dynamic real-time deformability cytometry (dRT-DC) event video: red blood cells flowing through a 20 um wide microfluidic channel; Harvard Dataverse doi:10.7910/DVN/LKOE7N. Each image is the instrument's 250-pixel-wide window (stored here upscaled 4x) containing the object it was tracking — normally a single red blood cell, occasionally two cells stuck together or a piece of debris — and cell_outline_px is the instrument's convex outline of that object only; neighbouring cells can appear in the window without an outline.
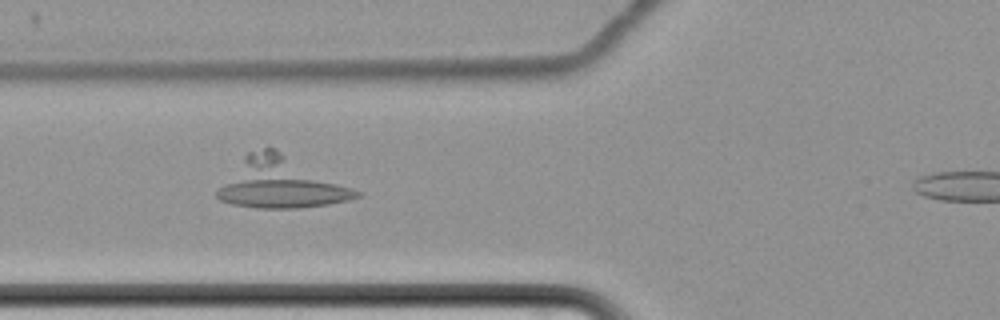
{"species": "common noctule bat (a hibernating species)", "species_latin": "Nyctalus noctula", "temperature_condition": "cold", "stored_images_in_passage": 38, "camera_frame_rate_fps": 3000, "um_per_image_px": 0.085, "animal": {"sex": "female", "body_mass_g": 22.7, "forearm_length_mm": 54.2}, "frame": {"image": 1, "passage_image": 7, "time_ms": 2.0, "image_size_px": [1000, 320], "cell_outline_px": [[364, 192], [360, 196], [348, 200], [328, 204], [296, 208], [256, 208], [232, 204], [220, 200], [216, 196], [216, 192], [244, 156], [248, 152], [264, 148], [272, 148]], "centroid_in_image_um": [23.9, 15.59], "position_along_channel_um": 101.9, "area_um2": 40.11}}
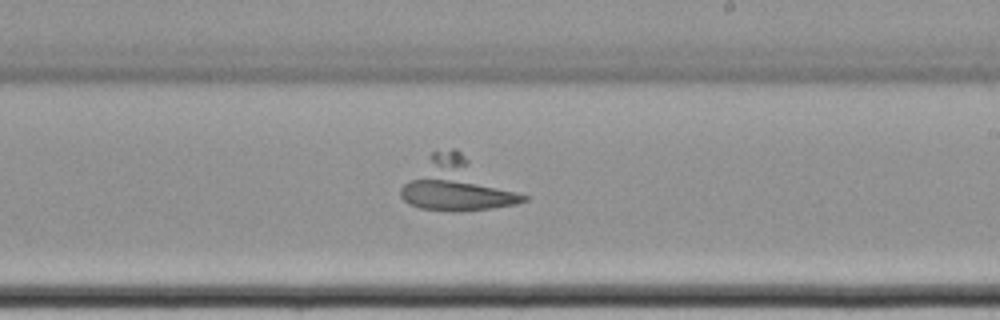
{"frame": {"image": 2, "passage_image": 20, "time_ms": 6.333, "image_size_px": [1000, 320], "cell_outline_px": [[528, 200], [516, 204], [492, 208], [460, 212], [420, 208], [408, 204], [400, 196], [400, 188], [428, 156], [432, 152], [452, 148], [456, 148], [528, 196]], "centroid_in_image_um": [38.88, 15.72], "position_along_channel_um": 250.1, "area_um2": 37.22}}
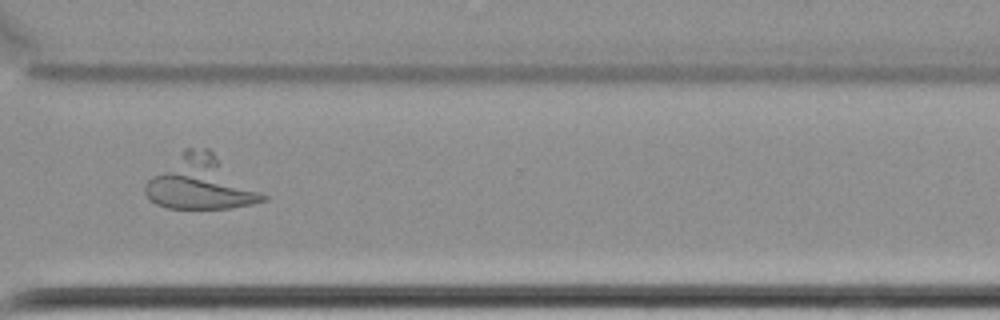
{"frame": {"image": 3, "passage_image": 29, "time_ms": 9.333, "image_size_px": [1000, 320], "cell_outline_px": [[268, 200], [252, 204], [232, 208], [168, 208], [156, 204], [144, 192], [144, 184], [152, 176], [184, 148], [208, 148], [268, 196]], "centroid_in_image_um": [17.09, 15.56], "position_along_channel_um": 353.5, "area_um2": 36.24}}